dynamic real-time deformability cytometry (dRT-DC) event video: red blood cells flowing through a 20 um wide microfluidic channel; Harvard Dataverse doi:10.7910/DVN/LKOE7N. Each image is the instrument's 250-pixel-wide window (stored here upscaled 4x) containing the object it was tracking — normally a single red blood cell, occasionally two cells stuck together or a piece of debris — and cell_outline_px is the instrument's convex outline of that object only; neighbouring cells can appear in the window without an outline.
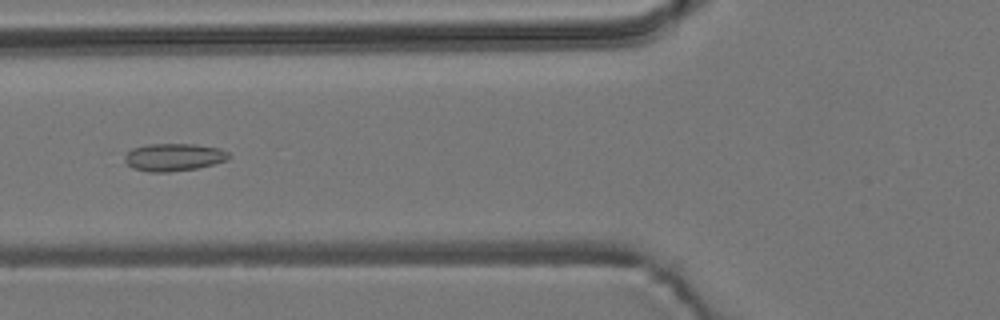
{"species": "common noctule bat (a hibernating species)", "species_latin": "Nyctalus noctula", "temperature_condition": "room temperature", "stored_images_in_passage": 8, "camera_frame_rate_fps": 3000, "um_per_image_px": 0.085, "animal": {"sex": "male", "body_mass_g": 19.2, "forearm_length_mm": 51.8}, "frame": {"image": 1, "passage_image": 6, "time_ms": 1.667, "image_size_px": [1000, 320], "cell_outline_px": [[232, 156], [228, 160], [196, 168], [168, 172], [148, 172], [132, 168], [124, 160], [124, 156], [132, 148], [148, 144], [196, 144], [220, 148], [228, 152]], "centroid_in_image_um": [14.78, 13.35], "position_along_channel_um": 111.0, "area_um2": 16.82}}
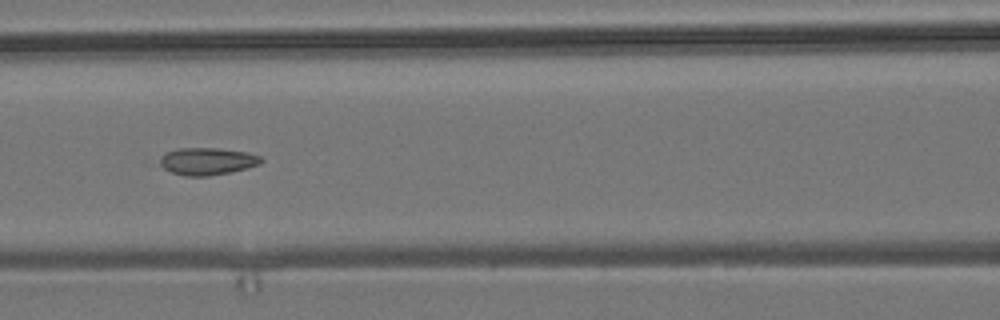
{"frame": {"image": 2, "passage_image": 7, "time_ms": 2.0, "image_size_px": [1000, 320], "cell_outline_px": [[264, 160], [260, 164], [228, 172], [208, 176], [184, 176], [172, 172], [164, 168], [160, 164], [160, 156], [168, 152], [180, 148], [216, 148], [248, 152], [260, 156]], "centroid_in_image_um": [17.62, 13.7], "position_along_channel_um": 149.0, "area_um2": 15.9}}
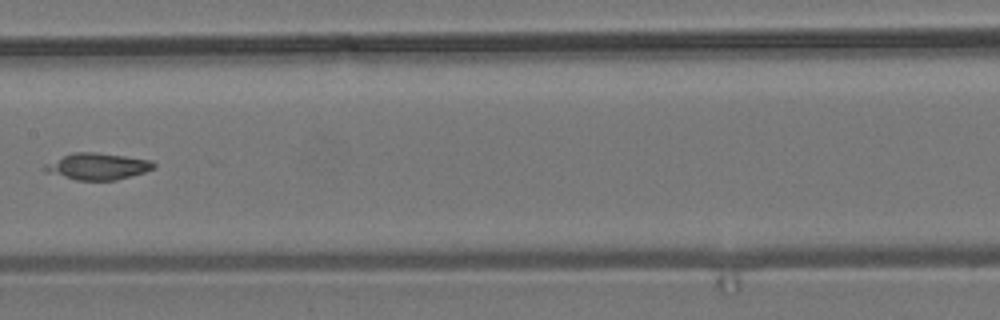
{"frame": {"image": 3, "passage_image": 8, "time_ms": 2.333, "image_size_px": [1000, 320], "cell_outline_px": [[156, 168], [144, 172], [116, 180], [76, 180], [44, 172], [40, 168], [44, 164], [72, 152], [96, 152], [152, 160], [156, 164]], "centroid_in_image_um": [8.25, 14.14], "position_along_channel_um": 199.1, "area_um2": 17.05}}